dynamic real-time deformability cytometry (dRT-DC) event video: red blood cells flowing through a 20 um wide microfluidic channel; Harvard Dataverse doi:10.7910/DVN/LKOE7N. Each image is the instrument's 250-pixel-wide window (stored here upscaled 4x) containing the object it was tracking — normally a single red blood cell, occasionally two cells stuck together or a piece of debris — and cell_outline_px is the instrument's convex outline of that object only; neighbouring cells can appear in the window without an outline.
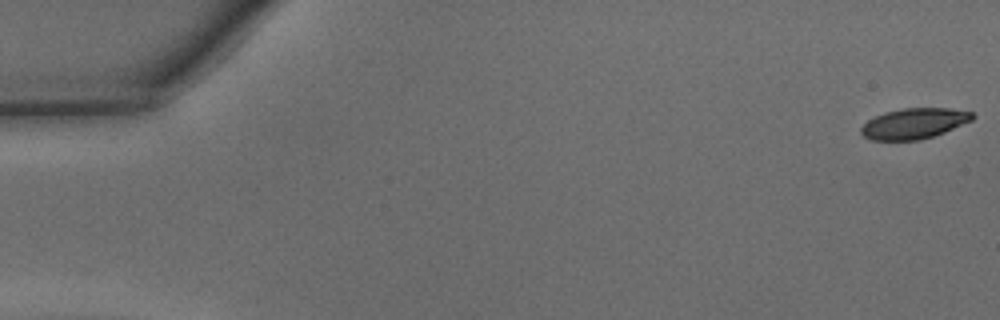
{"species": "common noctule bat (a hibernating species)", "species_latin": "Nyctalus noctula", "temperature_condition": "warm", "stored_images_in_passage": 47, "camera_frame_rate_fps": 3000, "um_per_image_px": 0.085, "animal": {"sex": "male", "body_mass_g": 15.6}, "frame": {"image": 1, "passage_image": 1, "time_ms": 0.0, "image_size_px": [1000, 320], "cell_outline_px": [[976, 116], [972, 120], [944, 132], [920, 140], [872, 140], [864, 136], [860, 132], [860, 128], [868, 120], [884, 112], [900, 108], [948, 108], [972, 112]], "centroid_in_image_um": [77.69, 10.49], "position_along_channel_um": 7.3, "area_um2": 19.77}}
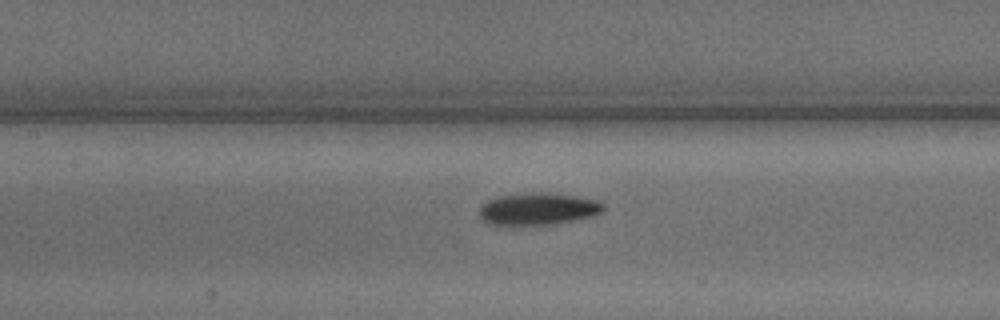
{"frame": {"image": 2, "passage_image": 22, "time_ms": 7.0, "image_size_px": [1000, 320], "cell_outline_px": [[604, 208], [600, 212], [592, 216], [552, 224], [488, 224], [480, 216], [480, 204], [488, 200], [500, 196], [528, 192], [536, 192], [572, 196], [596, 200], [604, 204]], "centroid_in_image_um": [45.69, 17.75], "position_along_channel_um": 161.7, "area_um2": 22.66}}
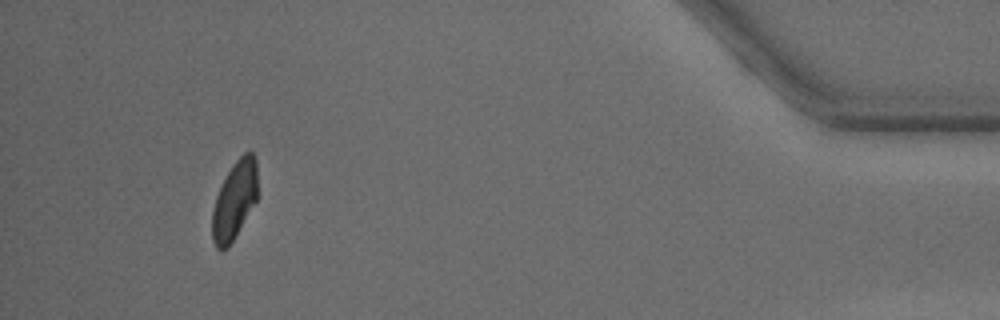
{"frame": {"image": 3, "passage_image": 44, "time_ms": 14.333, "image_size_px": [1000, 320], "cell_outline_px": [[256, 200], [228, 248], [220, 252], [216, 248], [212, 240], [212, 208], [216, 196], [232, 164], [248, 148], [256, 156]], "centroid_in_image_um": [19.91, 17.02], "position_along_channel_um": 415.3, "area_um2": 20.58}, "authors_computed_cell_mechanics": {"area_um2": 21.9062, "velocity_mm_per_s": 4.3333, "shape_relaxation_time_tau1_ms": 2.7659, "shape_relaxation_time_tau2_ms": 2.4345, "deformation_change_tau1": 0.132, "deformation_change_tau2": 0.0836}}